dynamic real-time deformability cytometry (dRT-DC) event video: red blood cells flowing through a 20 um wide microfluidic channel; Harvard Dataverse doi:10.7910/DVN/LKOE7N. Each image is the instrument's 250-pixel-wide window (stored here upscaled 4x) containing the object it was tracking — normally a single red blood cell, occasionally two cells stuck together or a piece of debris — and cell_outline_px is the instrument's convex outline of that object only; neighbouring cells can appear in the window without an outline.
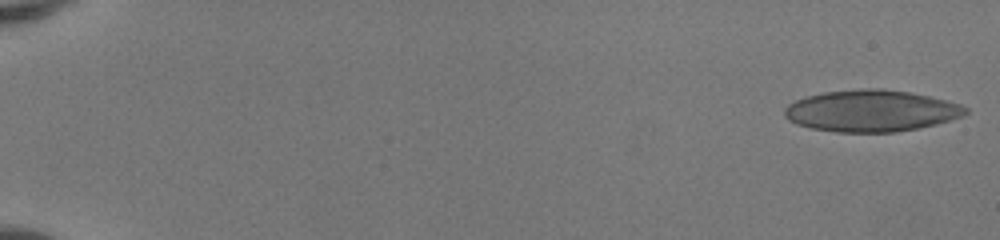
{"species": "human", "species_latin": "Homo sapiens", "temperature_condition": "room temperature", "stored_images_in_passage": 51, "camera_frame_rate_fps": 3000, "um_per_image_px": 0.085, "donor": {"sex": "female"}, "frame": {"image": 1, "passage_image": 1, "time_ms": 0.0, "image_size_px": [1000, 240], "cell_outline_px": [[968, 112], [960, 116], [936, 124], [896, 132], [836, 132], [812, 128], [796, 124], [788, 120], [784, 116], [784, 108], [788, 104], [796, 100], [808, 96], [824, 92], [864, 88], [880, 88], [908, 92], [928, 96], [960, 104], [968, 108]], "centroid_in_image_um": [74.01, 9.42], "position_along_channel_um": 11.0, "area_um2": 43.64}}
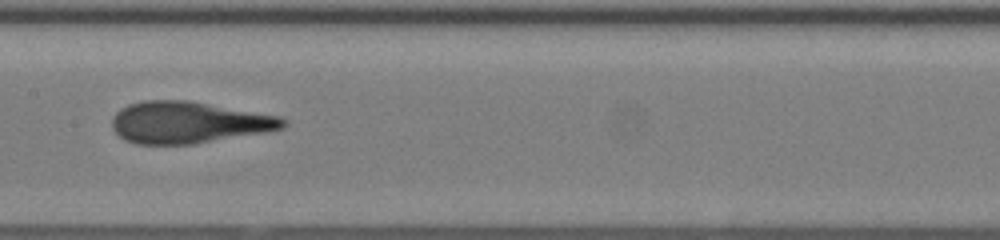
{"frame": {"image": 2, "passage_image": 28, "time_ms": 9.0, "image_size_px": [1000, 240], "cell_outline_px": [[288, 124], [284, 128], [264, 132], [192, 144], [136, 144], [124, 140], [112, 128], [112, 116], [120, 108], [128, 104], [144, 100], [188, 100], [280, 116], [288, 120]], "centroid_in_image_um": [16.01, 10.4], "position_along_channel_um": 191.4, "area_um2": 41.62}}
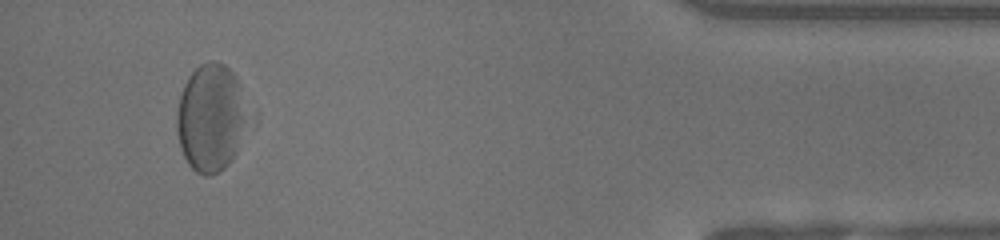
{"frame": {"image": 3, "passage_image": 48, "time_ms": 15.667, "image_size_px": [1000, 240], "cell_outline_px": [[244, 116], [236, 152], [228, 164], [224, 168], [208, 176], [204, 176], [196, 172], [188, 164], [180, 148], [176, 132], [176, 112], [180, 96], [184, 84], [188, 76], [200, 64], [208, 60], [216, 60], [224, 64], [236, 76]], "centroid_in_image_um": [17.81, 10.01], "position_along_channel_um": 417.4, "area_um2": 43.23}, "authors_computed_cell_mechanics": {"area_um2": 42.5408, "velocity_mm_per_s": 4.1308, "shape_relaxation_time_tau1_ms": 5.7409, "shape_relaxation_time_tau2_ms": 1.1664, "deformation_change_tau1": 0.1794, "deformation_change_tau2": 0.1048}}